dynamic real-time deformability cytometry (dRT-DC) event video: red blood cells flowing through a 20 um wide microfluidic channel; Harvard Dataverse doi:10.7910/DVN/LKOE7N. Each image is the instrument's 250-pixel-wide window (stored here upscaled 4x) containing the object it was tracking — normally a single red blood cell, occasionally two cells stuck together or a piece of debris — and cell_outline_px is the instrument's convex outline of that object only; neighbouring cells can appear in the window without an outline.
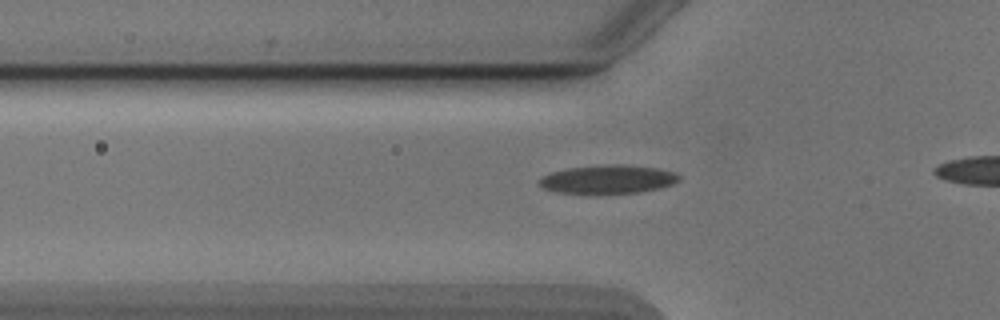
{"species": "Egyptian fruit bat (a non-hibernating species)", "species_latin": "Rousettus aegyptiacus", "temperature_condition": "cold", "stored_images_in_passage": 30, "camera_frame_rate_fps": 3000, "um_per_image_px": 0.085, "animal": {"sex": "male"}, "frame": {"image": 1, "passage_image": 3, "time_ms": 0.667, "image_size_px": [1000, 320], "cell_outline_px": [[680, 180], [672, 184], [660, 188], [640, 192], [596, 196], [588, 196], [552, 192], [544, 188], [536, 180], [540, 176], [552, 172], [568, 168], [604, 164], [628, 164], [660, 168], [676, 172], [680, 176]], "centroid_in_image_um": [51.63, 15.27], "position_along_channel_um": 74.2, "area_um2": 24.62}}
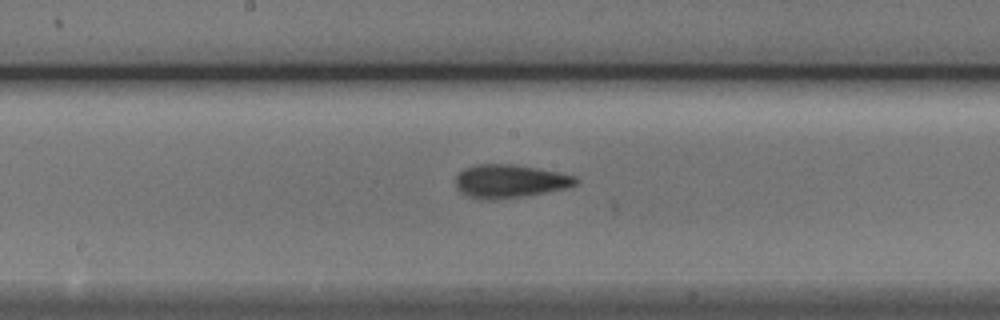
{"frame": {"image": 2, "passage_image": 13, "time_ms": 4.0, "image_size_px": [1000, 320], "cell_outline_px": [[580, 180], [576, 184], [568, 188], [520, 196], [480, 200], [468, 196], [460, 192], [456, 188], [456, 176], [464, 168], [476, 164], [516, 164], [560, 172], [576, 176]], "centroid_in_image_um": [43.34, 15.38], "position_along_channel_um": 204.9, "area_um2": 23.29}}
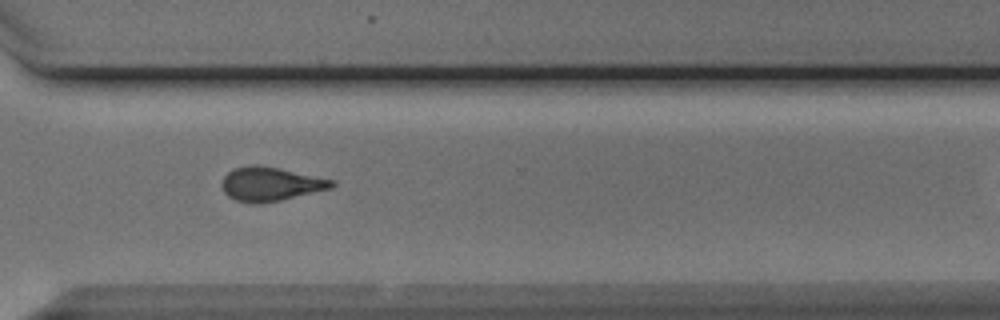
{"frame": {"image": 3, "passage_image": 24, "time_ms": 7.667, "image_size_px": [1000, 320], "cell_outline_px": [[336, 184], [332, 188], [280, 200], [260, 204], [256, 204], [236, 200], [228, 196], [224, 192], [224, 176], [228, 172], [236, 168], [252, 164], [256, 164], [280, 168], [336, 180]], "centroid_in_image_um": [23.05, 15.63], "position_along_channel_um": 347.6, "area_um2": 21.62}}